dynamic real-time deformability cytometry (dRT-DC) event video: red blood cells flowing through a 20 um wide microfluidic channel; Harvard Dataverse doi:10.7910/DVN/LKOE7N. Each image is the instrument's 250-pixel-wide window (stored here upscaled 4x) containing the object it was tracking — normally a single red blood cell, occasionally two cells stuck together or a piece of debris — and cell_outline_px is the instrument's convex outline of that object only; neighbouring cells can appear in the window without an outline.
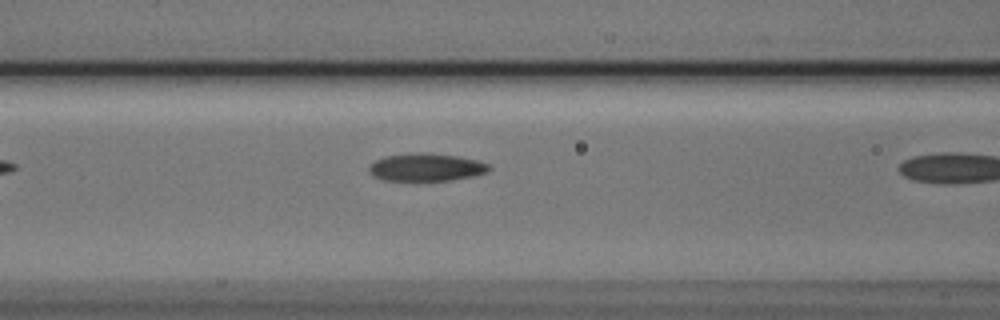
{"species": "Egyptian fruit bat (a non-hibernating species)", "species_latin": "Rousettus aegyptiacus", "temperature_condition": "cold", "stored_images_in_passage": 5, "segment_of_instrument_passage": [1, 2], "camera_frame_rate_fps": 3000, "um_per_image_px": 0.085, "animal": {"sex": "male"}, "frame": {"image": 1, "passage_image": 4, "time_ms": 1.0, "image_size_px": [1000, 320], "cell_outline_px": [[492, 168], [488, 172], [472, 176], [452, 180], [384, 180], [372, 176], [368, 172], [368, 168], [376, 160], [384, 156], [424, 152], [428, 152], [456, 156], [476, 160], [488, 164]], "centroid_in_image_um": [36.22, 14.21], "position_along_channel_um": 130.4, "area_um2": 19.31}}